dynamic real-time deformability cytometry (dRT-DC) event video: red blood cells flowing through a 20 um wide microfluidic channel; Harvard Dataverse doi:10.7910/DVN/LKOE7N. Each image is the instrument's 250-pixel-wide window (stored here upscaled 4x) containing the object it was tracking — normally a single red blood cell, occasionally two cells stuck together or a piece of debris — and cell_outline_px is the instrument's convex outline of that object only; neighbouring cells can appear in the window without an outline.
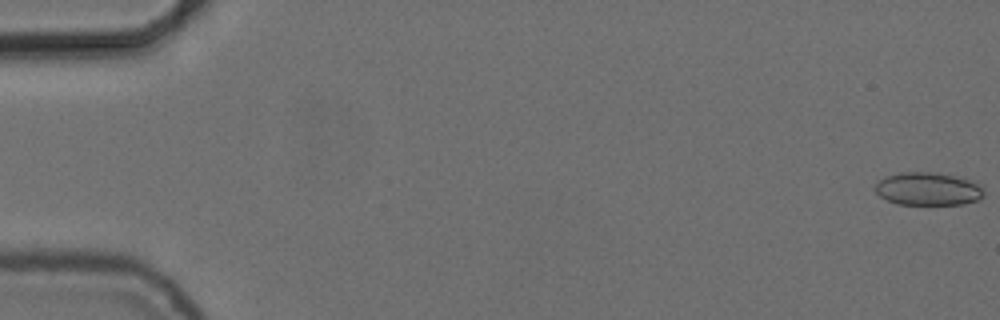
{"species": "common noctule bat (a hibernating species)", "species_latin": "Nyctalus noctula", "temperature_condition": "cold", "stored_images_in_passage": 3, "camera_frame_rate_fps": 3000, "um_per_image_px": 0.085, "animal": {"sex": "female", "body_mass_g": 24.6, "forearm_length_mm": 56.2}, "frame": {"image": 1, "passage_image": 1, "time_ms": 0.0, "image_size_px": [1000, 320], "cell_outline_px": [[984, 196], [980, 200], [964, 204], [896, 204], [880, 196], [872, 188], [880, 180], [888, 176], [900, 172], [936, 172], [976, 180], [980, 184], [984, 192]], "centroid_in_image_um": [78.94, 16.05], "position_along_channel_um": 6.1, "area_um2": 21.21}}